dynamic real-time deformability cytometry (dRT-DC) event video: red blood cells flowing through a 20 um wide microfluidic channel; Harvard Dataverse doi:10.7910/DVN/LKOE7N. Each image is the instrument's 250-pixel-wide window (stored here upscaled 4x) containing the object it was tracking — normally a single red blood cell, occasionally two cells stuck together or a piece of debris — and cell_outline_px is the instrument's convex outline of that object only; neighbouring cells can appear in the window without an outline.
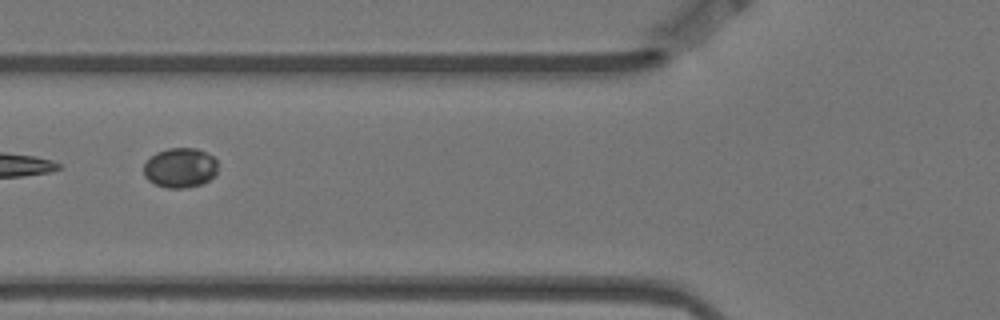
{"species": "Egyptian fruit bat (a non-hibernating species)", "species_latin": "Rousettus aegyptiacus", "temperature_condition": "warm", "stored_images_in_passage": 7, "camera_frame_rate_fps": 3000, "um_per_image_px": 0.085, "animal": {"sex": "female"}, "frame": {"image": 1, "passage_image": 3, "time_ms": 0.667, "image_size_px": [1000, 320], "cell_outline_px": [[216, 176], [200, 184], [184, 188], [168, 188], [156, 184], [148, 180], [144, 176], [144, 164], [156, 152], [168, 148], [196, 148], [212, 156], [216, 160]], "centroid_in_image_um": [15.3, 14.26], "position_along_channel_um": 110.5, "area_um2": 17.05}}
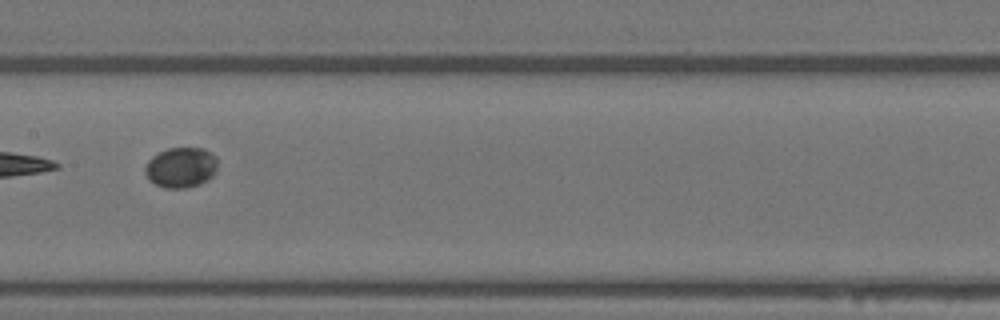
{"frame": {"image": 2, "passage_image": 5, "time_ms": 1.333, "image_size_px": [1000, 320], "cell_outline_px": [[216, 172], [208, 180], [200, 184], [184, 188], [164, 188], [148, 180], [144, 172], [144, 168], [148, 160], [152, 156], [168, 148], [204, 148], [212, 152], [216, 156]], "centroid_in_image_um": [15.38, 14.23], "position_along_channel_um": 192.0, "area_um2": 17.22}}
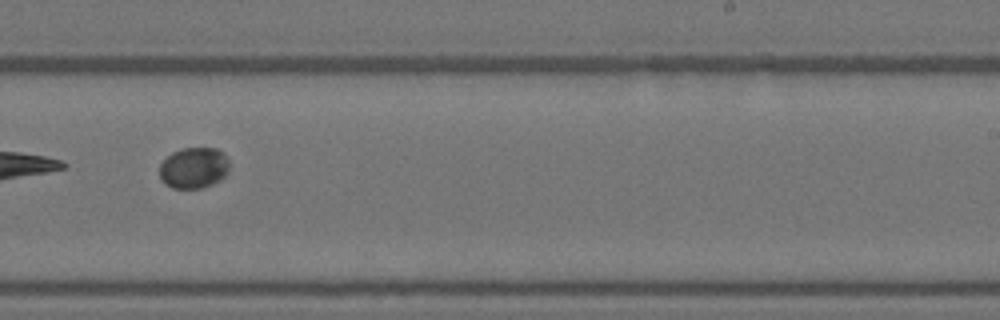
{"frame": {"image": 3, "passage_image": 7, "time_ms": 2.0, "image_size_px": [1000, 320], "cell_outline_px": [[228, 172], [220, 180], [212, 184], [200, 188], [172, 188], [164, 184], [160, 180], [160, 164], [172, 152], [184, 148], [216, 148], [224, 152], [228, 160]], "centroid_in_image_um": [16.47, 14.27], "position_along_channel_um": 272.5, "area_um2": 16.76}}